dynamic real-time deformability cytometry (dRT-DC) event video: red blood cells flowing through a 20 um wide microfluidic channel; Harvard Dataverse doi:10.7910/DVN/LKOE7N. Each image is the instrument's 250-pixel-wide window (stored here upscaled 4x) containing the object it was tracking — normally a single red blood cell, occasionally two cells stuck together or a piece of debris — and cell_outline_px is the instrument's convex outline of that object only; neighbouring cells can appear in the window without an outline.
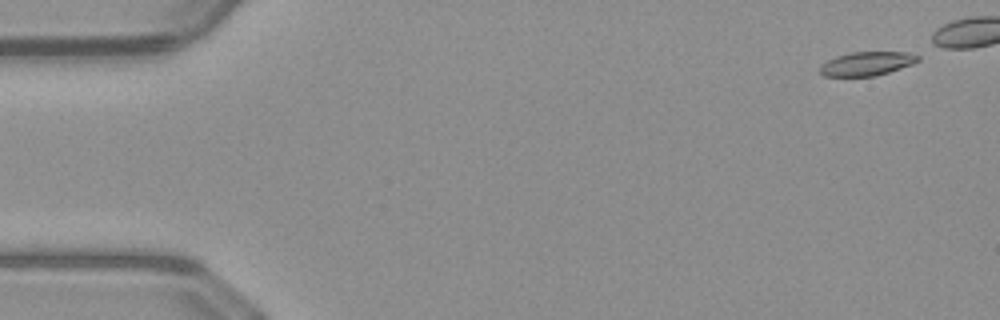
{"species": "common noctule bat (a hibernating species)", "species_latin": "Nyctalus noctula", "temperature_condition": "warm", "stored_images_in_passage": 42, "camera_frame_rate_fps": 3000, "um_per_image_px": 0.085, "animal": {"sex": "male", "body_mass_g": 23.1, "forearm_length_mm": 52.7}, "frame": {"image": 1, "passage_image": 3, "time_ms": 0.667, "image_size_px": [1000, 320], "cell_outline_px": [[920, 60], [912, 64], [876, 76], [824, 76], [820, 72], [820, 64], [836, 56], [852, 52], [908, 52], [920, 56]], "centroid_in_image_um": [73.68, 5.4], "position_along_channel_um": 11.3, "area_um2": 13.58}}
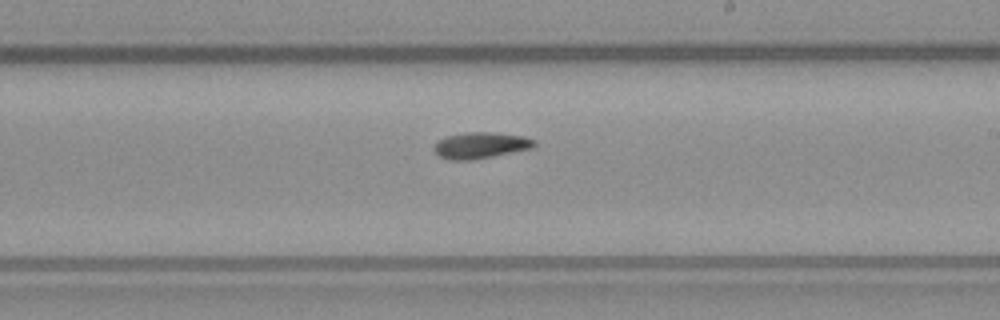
{"frame": {"image": 2, "passage_image": 30, "time_ms": 9.667, "image_size_px": [1000, 320], "cell_outline_px": [[536, 144], [532, 148], [472, 160], [448, 160], [440, 156], [432, 148], [436, 140], [448, 136], [468, 132], [496, 132], [524, 136], [536, 140]], "centroid_in_image_um": [40.84, 12.34], "position_along_channel_um": 248.2, "area_um2": 15.37}}
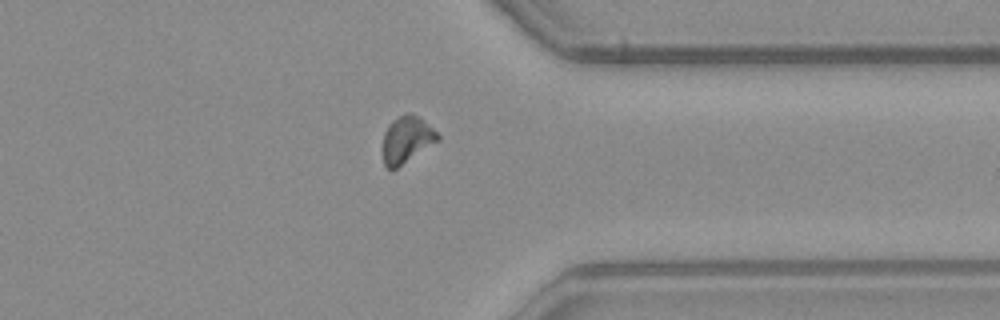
{"frame": {"image": 3, "passage_image": 40, "time_ms": 13.0, "image_size_px": [1000, 320], "cell_outline_px": [[440, 140], [396, 168], [388, 168], [384, 164], [380, 148], [384, 132], [388, 124], [392, 120], [408, 112], [420, 116], [440, 136]], "centroid_in_image_um": [34.53, 11.85], "position_along_channel_um": 376.9, "area_um2": 15.2}}